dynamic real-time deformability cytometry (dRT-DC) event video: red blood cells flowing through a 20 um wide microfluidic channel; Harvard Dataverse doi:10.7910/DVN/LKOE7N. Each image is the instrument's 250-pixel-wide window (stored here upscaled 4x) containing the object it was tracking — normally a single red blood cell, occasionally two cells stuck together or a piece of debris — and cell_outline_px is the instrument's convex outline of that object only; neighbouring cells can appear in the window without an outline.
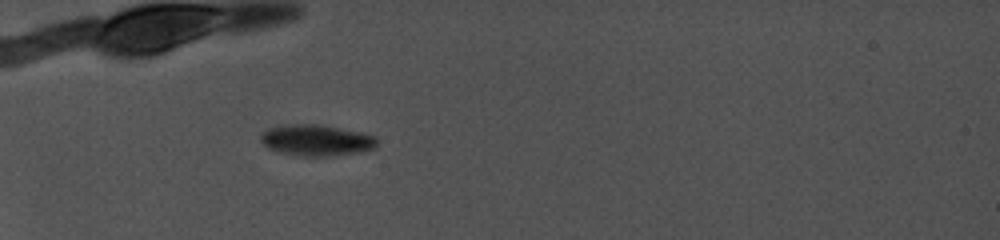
{"species": "common noctule bat (a hibernating species)", "species_latin": "Nyctalus noctula", "temperature_condition": "cold", "stored_images_in_passage": 18, "camera_frame_rate_fps": 5000, "um_per_image_px": 0.085, "animal": {"sex": "female", "body_mass_g": 19.0, "forearm_length_mm": 56.7}, "frame": {"image": 1, "passage_image": 1, "time_ms": 0.0, "image_size_px": [1000, 240], "cell_outline_px": [[376, 144], [372, 148], [360, 152], [332, 156], [300, 156], [276, 152], [268, 148], [260, 140], [260, 136], [268, 128], [292, 124], [312, 124], [360, 132], [372, 136], [376, 140]], "centroid_in_image_um": [26.83, 11.94], "position_along_channel_um": 58.2, "area_um2": 20.75}}